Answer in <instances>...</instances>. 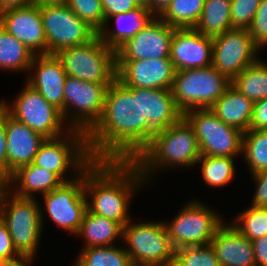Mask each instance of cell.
Returning a JSON list of instances; mask_svg holds the SVG:
<instances>
[{"mask_svg": "<svg viewBox=\"0 0 267 266\" xmlns=\"http://www.w3.org/2000/svg\"><path fill=\"white\" fill-rule=\"evenodd\" d=\"M194 29L210 37L233 29L231 25V0H205L203 11Z\"/></svg>", "mask_w": 267, "mask_h": 266, "instance_id": "83f0119b", "label": "cell"}, {"mask_svg": "<svg viewBox=\"0 0 267 266\" xmlns=\"http://www.w3.org/2000/svg\"><path fill=\"white\" fill-rule=\"evenodd\" d=\"M231 84L213 66L176 71L172 94L179 110L210 108Z\"/></svg>", "mask_w": 267, "mask_h": 266, "instance_id": "52a82bcc", "label": "cell"}, {"mask_svg": "<svg viewBox=\"0 0 267 266\" xmlns=\"http://www.w3.org/2000/svg\"><path fill=\"white\" fill-rule=\"evenodd\" d=\"M86 137L93 160L133 161L142 151L140 88L125 87L115 79L102 115Z\"/></svg>", "mask_w": 267, "mask_h": 266, "instance_id": "6da1fadb", "label": "cell"}, {"mask_svg": "<svg viewBox=\"0 0 267 266\" xmlns=\"http://www.w3.org/2000/svg\"><path fill=\"white\" fill-rule=\"evenodd\" d=\"M101 4L105 21L114 14L126 13L139 7L135 0H101Z\"/></svg>", "mask_w": 267, "mask_h": 266, "instance_id": "ab89813d", "label": "cell"}, {"mask_svg": "<svg viewBox=\"0 0 267 266\" xmlns=\"http://www.w3.org/2000/svg\"><path fill=\"white\" fill-rule=\"evenodd\" d=\"M175 74L170 58L116 60V79L125 87L171 90Z\"/></svg>", "mask_w": 267, "mask_h": 266, "instance_id": "2e32d148", "label": "cell"}, {"mask_svg": "<svg viewBox=\"0 0 267 266\" xmlns=\"http://www.w3.org/2000/svg\"><path fill=\"white\" fill-rule=\"evenodd\" d=\"M254 184H256L253 195L252 206L267 207V169L252 175Z\"/></svg>", "mask_w": 267, "mask_h": 266, "instance_id": "60d3db41", "label": "cell"}, {"mask_svg": "<svg viewBox=\"0 0 267 266\" xmlns=\"http://www.w3.org/2000/svg\"><path fill=\"white\" fill-rule=\"evenodd\" d=\"M47 54L92 40L97 33L81 20L67 5L40 6Z\"/></svg>", "mask_w": 267, "mask_h": 266, "instance_id": "4fadbf2b", "label": "cell"}, {"mask_svg": "<svg viewBox=\"0 0 267 266\" xmlns=\"http://www.w3.org/2000/svg\"><path fill=\"white\" fill-rule=\"evenodd\" d=\"M183 205L171 223H165L174 250L185 246L207 245L225 223L221 215L200 200Z\"/></svg>", "mask_w": 267, "mask_h": 266, "instance_id": "ba28073f", "label": "cell"}, {"mask_svg": "<svg viewBox=\"0 0 267 266\" xmlns=\"http://www.w3.org/2000/svg\"><path fill=\"white\" fill-rule=\"evenodd\" d=\"M250 174L267 169V130H247L243 133L242 154Z\"/></svg>", "mask_w": 267, "mask_h": 266, "instance_id": "d6a6232c", "label": "cell"}, {"mask_svg": "<svg viewBox=\"0 0 267 266\" xmlns=\"http://www.w3.org/2000/svg\"><path fill=\"white\" fill-rule=\"evenodd\" d=\"M93 161L86 133L69 129L62 136L45 139L34 157L33 164L54 172L64 182H70L78 178ZM71 168L77 174L69 178L66 173Z\"/></svg>", "mask_w": 267, "mask_h": 266, "instance_id": "8992f818", "label": "cell"}, {"mask_svg": "<svg viewBox=\"0 0 267 266\" xmlns=\"http://www.w3.org/2000/svg\"><path fill=\"white\" fill-rule=\"evenodd\" d=\"M122 240L127 242L124 249L132 263L173 264L174 249L163 222L132 223L130 220L123 227Z\"/></svg>", "mask_w": 267, "mask_h": 266, "instance_id": "8fae6325", "label": "cell"}, {"mask_svg": "<svg viewBox=\"0 0 267 266\" xmlns=\"http://www.w3.org/2000/svg\"><path fill=\"white\" fill-rule=\"evenodd\" d=\"M35 257L20 254L11 259L0 260V266H30Z\"/></svg>", "mask_w": 267, "mask_h": 266, "instance_id": "bcb514c9", "label": "cell"}, {"mask_svg": "<svg viewBox=\"0 0 267 266\" xmlns=\"http://www.w3.org/2000/svg\"><path fill=\"white\" fill-rule=\"evenodd\" d=\"M259 59L231 81V85L253 102L267 98V62Z\"/></svg>", "mask_w": 267, "mask_h": 266, "instance_id": "f546056e", "label": "cell"}, {"mask_svg": "<svg viewBox=\"0 0 267 266\" xmlns=\"http://www.w3.org/2000/svg\"><path fill=\"white\" fill-rule=\"evenodd\" d=\"M74 266H130L132 264L124 247L103 246L82 249Z\"/></svg>", "mask_w": 267, "mask_h": 266, "instance_id": "836d02e7", "label": "cell"}, {"mask_svg": "<svg viewBox=\"0 0 267 266\" xmlns=\"http://www.w3.org/2000/svg\"><path fill=\"white\" fill-rule=\"evenodd\" d=\"M109 86L67 76L64 84L65 127L87 134L102 115Z\"/></svg>", "mask_w": 267, "mask_h": 266, "instance_id": "30bf717a", "label": "cell"}, {"mask_svg": "<svg viewBox=\"0 0 267 266\" xmlns=\"http://www.w3.org/2000/svg\"><path fill=\"white\" fill-rule=\"evenodd\" d=\"M9 191L0 201V218L19 254L35 257L43 230L42 206L36 198L19 197Z\"/></svg>", "mask_w": 267, "mask_h": 266, "instance_id": "277c9868", "label": "cell"}, {"mask_svg": "<svg viewBox=\"0 0 267 266\" xmlns=\"http://www.w3.org/2000/svg\"><path fill=\"white\" fill-rule=\"evenodd\" d=\"M20 255L13 246L6 225L0 218V260L11 259Z\"/></svg>", "mask_w": 267, "mask_h": 266, "instance_id": "7bdbcfd3", "label": "cell"}, {"mask_svg": "<svg viewBox=\"0 0 267 266\" xmlns=\"http://www.w3.org/2000/svg\"><path fill=\"white\" fill-rule=\"evenodd\" d=\"M130 266H173V265H149V264L132 263Z\"/></svg>", "mask_w": 267, "mask_h": 266, "instance_id": "f5cc1de1", "label": "cell"}, {"mask_svg": "<svg viewBox=\"0 0 267 266\" xmlns=\"http://www.w3.org/2000/svg\"><path fill=\"white\" fill-rule=\"evenodd\" d=\"M220 266H256L252 242L224 223L210 241Z\"/></svg>", "mask_w": 267, "mask_h": 266, "instance_id": "603a6c76", "label": "cell"}, {"mask_svg": "<svg viewBox=\"0 0 267 266\" xmlns=\"http://www.w3.org/2000/svg\"><path fill=\"white\" fill-rule=\"evenodd\" d=\"M7 137L5 129V110L0 106V171L7 176Z\"/></svg>", "mask_w": 267, "mask_h": 266, "instance_id": "ee69618b", "label": "cell"}, {"mask_svg": "<svg viewBox=\"0 0 267 266\" xmlns=\"http://www.w3.org/2000/svg\"><path fill=\"white\" fill-rule=\"evenodd\" d=\"M63 183L64 181L57 174L33 163L18 168L9 178V188L16 184L13 186L15 190L12 193L25 198H35L34 194L37 195V193L45 195Z\"/></svg>", "mask_w": 267, "mask_h": 266, "instance_id": "d4e9b609", "label": "cell"}, {"mask_svg": "<svg viewBox=\"0 0 267 266\" xmlns=\"http://www.w3.org/2000/svg\"><path fill=\"white\" fill-rule=\"evenodd\" d=\"M9 191V178L0 171V201Z\"/></svg>", "mask_w": 267, "mask_h": 266, "instance_id": "681fc988", "label": "cell"}, {"mask_svg": "<svg viewBox=\"0 0 267 266\" xmlns=\"http://www.w3.org/2000/svg\"><path fill=\"white\" fill-rule=\"evenodd\" d=\"M29 73L31 75L26 83L58 108L64 120V84L67 74L61 61L55 54L35 55Z\"/></svg>", "mask_w": 267, "mask_h": 266, "instance_id": "44dd1931", "label": "cell"}, {"mask_svg": "<svg viewBox=\"0 0 267 266\" xmlns=\"http://www.w3.org/2000/svg\"><path fill=\"white\" fill-rule=\"evenodd\" d=\"M122 231L123 227L119 223L93 214L87 209L75 235H79L85 240L82 249H86L89 247L114 246L115 240L122 238Z\"/></svg>", "mask_w": 267, "mask_h": 266, "instance_id": "4316f807", "label": "cell"}, {"mask_svg": "<svg viewBox=\"0 0 267 266\" xmlns=\"http://www.w3.org/2000/svg\"><path fill=\"white\" fill-rule=\"evenodd\" d=\"M200 155L194 129L183 117L179 122L155 133L133 162L139 168L145 183H148L157 169L162 168V171L166 167L179 165L183 168L195 167Z\"/></svg>", "mask_w": 267, "mask_h": 266, "instance_id": "3957f363", "label": "cell"}, {"mask_svg": "<svg viewBox=\"0 0 267 266\" xmlns=\"http://www.w3.org/2000/svg\"><path fill=\"white\" fill-rule=\"evenodd\" d=\"M68 0H35V4L38 6L45 5H67Z\"/></svg>", "mask_w": 267, "mask_h": 266, "instance_id": "f907efd6", "label": "cell"}, {"mask_svg": "<svg viewBox=\"0 0 267 266\" xmlns=\"http://www.w3.org/2000/svg\"><path fill=\"white\" fill-rule=\"evenodd\" d=\"M172 0H150V11L159 17L169 6Z\"/></svg>", "mask_w": 267, "mask_h": 266, "instance_id": "c3c4849f", "label": "cell"}, {"mask_svg": "<svg viewBox=\"0 0 267 266\" xmlns=\"http://www.w3.org/2000/svg\"><path fill=\"white\" fill-rule=\"evenodd\" d=\"M156 16L146 7L139 6L134 10L126 13H118L110 16L105 21L103 29L98 33L101 41L111 49L116 50L126 40L134 37L142 29H144ZM115 20V29H106L109 20ZM111 31V32H110Z\"/></svg>", "mask_w": 267, "mask_h": 266, "instance_id": "cb8c5ba5", "label": "cell"}, {"mask_svg": "<svg viewBox=\"0 0 267 266\" xmlns=\"http://www.w3.org/2000/svg\"><path fill=\"white\" fill-rule=\"evenodd\" d=\"M248 30L253 42L259 48L267 46V0H261Z\"/></svg>", "mask_w": 267, "mask_h": 266, "instance_id": "f35d334b", "label": "cell"}, {"mask_svg": "<svg viewBox=\"0 0 267 266\" xmlns=\"http://www.w3.org/2000/svg\"><path fill=\"white\" fill-rule=\"evenodd\" d=\"M67 6L97 34L105 24L101 0H68Z\"/></svg>", "mask_w": 267, "mask_h": 266, "instance_id": "8d00e7d4", "label": "cell"}, {"mask_svg": "<svg viewBox=\"0 0 267 266\" xmlns=\"http://www.w3.org/2000/svg\"><path fill=\"white\" fill-rule=\"evenodd\" d=\"M0 26L22 42L34 55H47L40 6L34 3L2 11Z\"/></svg>", "mask_w": 267, "mask_h": 266, "instance_id": "d6986e66", "label": "cell"}, {"mask_svg": "<svg viewBox=\"0 0 267 266\" xmlns=\"http://www.w3.org/2000/svg\"><path fill=\"white\" fill-rule=\"evenodd\" d=\"M35 55L0 26V69L28 72Z\"/></svg>", "mask_w": 267, "mask_h": 266, "instance_id": "f1b7e54d", "label": "cell"}, {"mask_svg": "<svg viewBox=\"0 0 267 266\" xmlns=\"http://www.w3.org/2000/svg\"><path fill=\"white\" fill-rule=\"evenodd\" d=\"M142 116V150L153 135L179 122L184 114L179 110L169 89L140 88Z\"/></svg>", "mask_w": 267, "mask_h": 266, "instance_id": "e0dca14e", "label": "cell"}, {"mask_svg": "<svg viewBox=\"0 0 267 266\" xmlns=\"http://www.w3.org/2000/svg\"><path fill=\"white\" fill-rule=\"evenodd\" d=\"M139 6L146 7L150 10V0H135Z\"/></svg>", "mask_w": 267, "mask_h": 266, "instance_id": "816d5d0a", "label": "cell"}, {"mask_svg": "<svg viewBox=\"0 0 267 266\" xmlns=\"http://www.w3.org/2000/svg\"><path fill=\"white\" fill-rule=\"evenodd\" d=\"M261 0H231L232 28L248 29Z\"/></svg>", "mask_w": 267, "mask_h": 266, "instance_id": "74e56055", "label": "cell"}, {"mask_svg": "<svg viewBox=\"0 0 267 266\" xmlns=\"http://www.w3.org/2000/svg\"><path fill=\"white\" fill-rule=\"evenodd\" d=\"M35 0H0V12L7 9L34 4Z\"/></svg>", "mask_w": 267, "mask_h": 266, "instance_id": "7dc6e473", "label": "cell"}, {"mask_svg": "<svg viewBox=\"0 0 267 266\" xmlns=\"http://www.w3.org/2000/svg\"><path fill=\"white\" fill-rule=\"evenodd\" d=\"M142 185L145 180L133 161L94 160L84 170L87 209L124 227L131 220L130 200Z\"/></svg>", "mask_w": 267, "mask_h": 266, "instance_id": "7a4b0ae2", "label": "cell"}, {"mask_svg": "<svg viewBox=\"0 0 267 266\" xmlns=\"http://www.w3.org/2000/svg\"><path fill=\"white\" fill-rule=\"evenodd\" d=\"M258 50L248 29L233 28L213 37L212 66L232 81L260 59Z\"/></svg>", "mask_w": 267, "mask_h": 266, "instance_id": "5bb4252c", "label": "cell"}, {"mask_svg": "<svg viewBox=\"0 0 267 266\" xmlns=\"http://www.w3.org/2000/svg\"><path fill=\"white\" fill-rule=\"evenodd\" d=\"M184 118L194 129L201 155L236 159L242 154L244 132L224 123L209 108L192 109Z\"/></svg>", "mask_w": 267, "mask_h": 266, "instance_id": "7c38bea8", "label": "cell"}, {"mask_svg": "<svg viewBox=\"0 0 267 266\" xmlns=\"http://www.w3.org/2000/svg\"><path fill=\"white\" fill-rule=\"evenodd\" d=\"M236 217L230 225L250 241L267 235V207L250 205Z\"/></svg>", "mask_w": 267, "mask_h": 266, "instance_id": "e575fe53", "label": "cell"}, {"mask_svg": "<svg viewBox=\"0 0 267 266\" xmlns=\"http://www.w3.org/2000/svg\"><path fill=\"white\" fill-rule=\"evenodd\" d=\"M249 130H267V98L254 102Z\"/></svg>", "mask_w": 267, "mask_h": 266, "instance_id": "b9f144b4", "label": "cell"}, {"mask_svg": "<svg viewBox=\"0 0 267 266\" xmlns=\"http://www.w3.org/2000/svg\"><path fill=\"white\" fill-rule=\"evenodd\" d=\"M256 266H267V235L252 240Z\"/></svg>", "mask_w": 267, "mask_h": 266, "instance_id": "f6af8a7d", "label": "cell"}, {"mask_svg": "<svg viewBox=\"0 0 267 266\" xmlns=\"http://www.w3.org/2000/svg\"><path fill=\"white\" fill-rule=\"evenodd\" d=\"M175 29L155 17L144 29L115 50L116 60L170 58V44Z\"/></svg>", "mask_w": 267, "mask_h": 266, "instance_id": "ac0fdd59", "label": "cell"}, {"mask_svg": "<svg viewBox=\"0 0 267 266\" xmlns=\"http://www.w3.org/2000/svg\"><path fill=\"white\" fill-rule=\"evenodd\" d=\"M10 103L0 101V106L15 120L26 124L30 129L46 139L56 138L69 131L64 125L62 114L58 108L47 100L29 84ZM9 104V105H8Z\"/></svg>", "mask_w": 267, "mask_h": 266, "instance_id": "9c48e42d", "label": "cell"}, {"mask_svg": "<svg viewBox=\"0 0 267 266\" xmlns=\"http://www.w3.org/2000/svg\"><path fill=\"white\" fill-rule=\"evenodd\" d=\"M213 37L194 28H176L170 44V59L176 71L212 66Z\"/></svg>", "mask_w": 267, "mask_h": 266, "instance_id": "ffe728a7", "label": "cell"}, {"mask_svg": "<svg viewBox=\"0 0 267 266\" xmlns=\"http://www.w3.org/2000/svg\"><path fill=\"white\" fill-rule=\"evenodd\" d=\"M205 0H172L159 18L174 28H194Z\"/></svg>", "mask_w": 267, "mask_h": 266, "instance_id": "4dcf8cb0", "label": "cell"}, {"mask_svg": "<svg viewBox=\"0 0 267 266\" xmlns=\"http://www.w3.org/2000/svg\"><path fill=\"white\" fill-rule=\"evenodd\" d=\"M44 209L57 226L76 234L87 211L84 172L75 180L42 195Z\"/></svg>", "mask_w": 267, "mask_h": 266, "instance_id": "9a60e30c", "label": "cell"}, {"mask_svg": "<svg viewBox=\"0 0 267 266\" xmlns=\"http://www.w3.org/2000/svg\"><path fill=\"white\" fill-rule=\"evenodd\" d=\"M232 157L200 155L196 165L200 164L204 183L211 187H223L235 177V164Z\"/></svg>", "mask_w": 267, "mask_h": 266, "instance_id": "1f68e13d", "label": "cell"}, {"mask_svg": "<svg viewBox=\"0 0 267 266\" xmlns=\"http://www.w3.org/2000/svg\"><path fill=\"white\" fill-rule=\"evenodd\" d=\"M253 104L251 99L245 97L230 84L224 94L209 109L227 125L246 132L252 120Z\"/></svg>", "mask_w": 267, "mask_h": 266, "instance_id": "484cf974", "label": "cell"}, {"mask_svg": "<svg viewBox=\"0 0 267 266\" xmlns=\"http://www.w3.org/2000/svg\"><path fill=\"white\" fill-rule=\"evenodd\" d=\"M5 129L7 137V177L18 168L33 163L45 137L30 129L5 111Z\"/></svg>", "mask_w": 267, "mask_h": 266, "instance_id": "7402d4cb", "label": "cell"}, {"mask_svg": "<svg viewBox=\"0 0 267 266\" xmlns=\"http://www.w3.org/2000/svg\"><path fill=\"white\" fill-rule=\"evenodd\" d=\"M55 55L67 76L97 84H111L116 79L115 50L108 48L98 34L85 44L64 48Z\"/></svg>", "mask_w": 267, "mask_h": 266, "instance_id": "5b68a950", "label": "cell"}, {"mask_svg": "<svg viewBox=\"0 0 267 266\" xmlns=\"http://www.w3.org/2000/svg\"><path fill=\"white\" fill-rule=\"evenodd\" d=\"M173 266H220L211 244L185 246L174 250Z\"/></svg>", "mask_w": 267, "mask_h": 266, "instance_id": "d590c367", "label": "cell"}]
</instances>
